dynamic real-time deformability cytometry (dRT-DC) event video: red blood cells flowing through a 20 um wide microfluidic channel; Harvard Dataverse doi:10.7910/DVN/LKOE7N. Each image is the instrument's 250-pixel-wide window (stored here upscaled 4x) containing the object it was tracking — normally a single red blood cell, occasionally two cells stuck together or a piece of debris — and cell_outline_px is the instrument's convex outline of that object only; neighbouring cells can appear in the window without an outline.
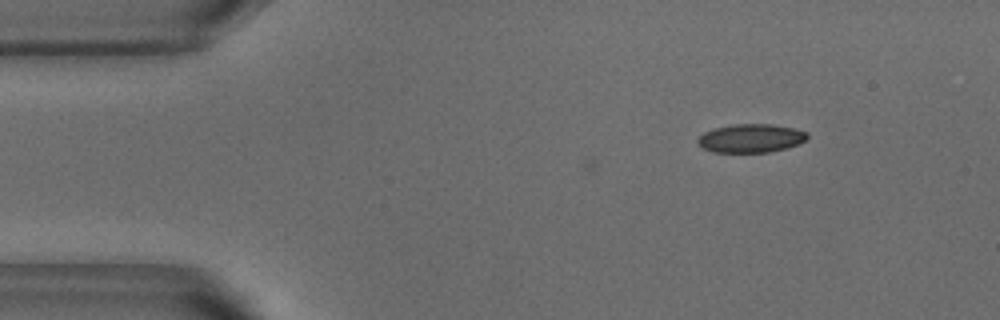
{"species": "common noctule bat (a hibernating species)", "species_latin": "Nyctalus noctula", "temperature_condition": "warm", "stored_images_in_passage": 7, "camera_frame_rate_fps": 3000, "um_per_image_px": 0.085, "animal": {"sex": "male", "body_mass_g": 18.8}, "frame": {"image": 1, "passage_image": 7, "time_ms": 2.0, "image_size_px": [1000, 320], "cell_outline_px": [[808, 136], [804, 140], [788, 148], [768, 152], [712, 152], [704, 148], [696, 140], [704, 132], [712, 128], [736, 124], [772, 124], [792, 128], [808, 132]], "centroid_in_image_um": [63.81, 11.75], "position_along_channel_um": 21.2, "area_um2": 18.09}}